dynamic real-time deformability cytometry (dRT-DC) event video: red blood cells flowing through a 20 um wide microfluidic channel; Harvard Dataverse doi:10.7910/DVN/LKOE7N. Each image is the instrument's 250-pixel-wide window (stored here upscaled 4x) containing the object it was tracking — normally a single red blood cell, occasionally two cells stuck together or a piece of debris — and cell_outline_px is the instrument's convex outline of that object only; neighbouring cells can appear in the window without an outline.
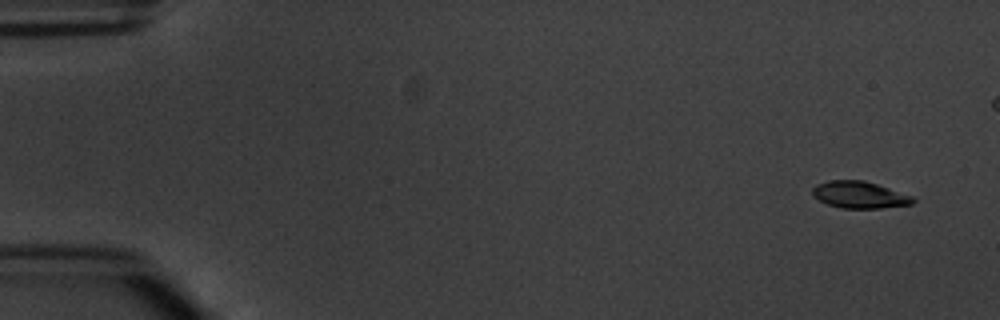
{"species": "common noctule bat (a hibernating species)", "species_latin": "Nyctalus noctula", "temperature_condition": "warm", "stored_images_in_passage": 6, "camera_frame_rate_fps": 3000, "um_per_image_px": 0.085, "animal": {"sex": "male", "body_mass_g": 20.1, "forearm_length_mm": 53.5}, "frame": {"image": 1, "passage_image": 1, "time_ms": 0.0, "image_size_px": [1000, 320], "cell_outline_px": [[916, 200], [912, 204], [880, 208], [840, 208], [828, 204], [812, 196], [812, 188], [816, 184], [828, 180], [864, 180], [912, 196]], "centroid_in_image_um": [73.02, 16.55], "position_along_channel_um": 12.0, "area_um2": 15.66}}